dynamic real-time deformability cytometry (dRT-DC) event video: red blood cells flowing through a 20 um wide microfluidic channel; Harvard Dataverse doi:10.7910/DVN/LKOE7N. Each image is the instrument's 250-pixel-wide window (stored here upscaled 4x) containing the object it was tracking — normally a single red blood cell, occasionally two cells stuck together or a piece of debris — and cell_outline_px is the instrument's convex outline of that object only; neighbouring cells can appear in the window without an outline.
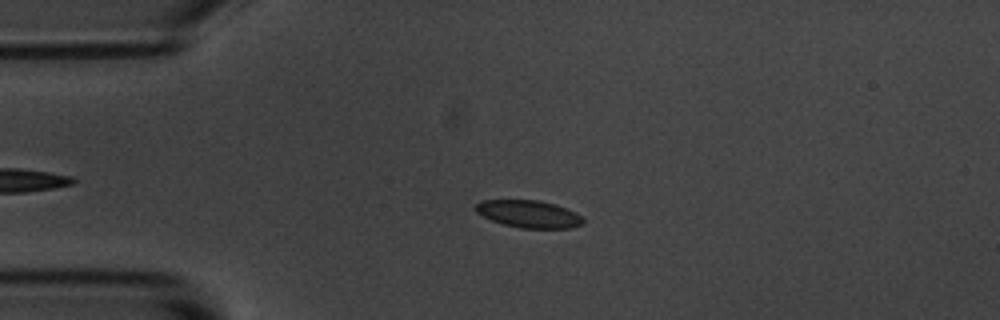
{"species": "common noctule bat (a hibernating species)", "species_latin": "Nyctalus noctula", "temperature_condition": "room temperature", "stored_images_in_passage": 7, "camera_frame_rate_fps": 3000, "um_per_image_px": 0.085, "animal": {"sex": "male", "body_mass_g": 20.1, "forearm_length_mm": 53.5}, "frame": {"image": 1, "passage_image": 4, "time_ms": 1.0, "image_size_px": [1000, 320], "cell_outline_px": [[584, 224], [572, 228], [520, 228], [504, 224], [492, 220], [476, 212], [476, 204], [480, 200], [540, 200], [556, 204], [576, 212], [584, 220]], "centroid_in_image_um": [44.98, 18.18], "position_along_channel_um": 40.0, "area_um2": 17.17}}
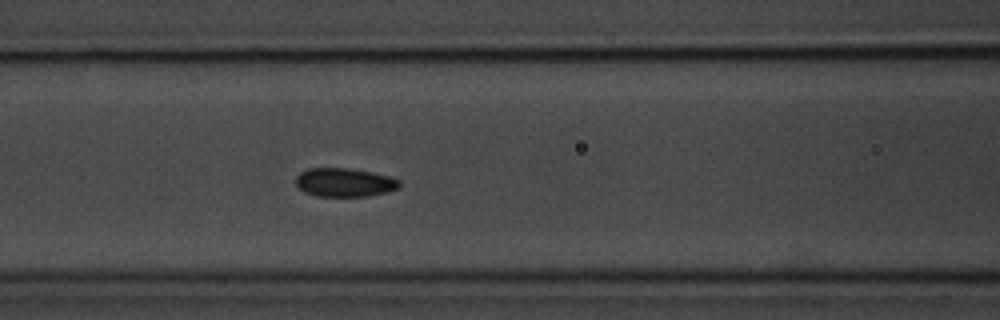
{"frame": {"image": 2, "passage_image": 7, "time_ms": 2.0, "image_size_px": [1000, 320], "cell_outline_px": [[400, 188], [388, 192], [368, 196], [316, 196], [304, 192], [296, 184], [296, 176], [300, 172], [308, 168], [348, 168], [372, 172], [388, 176], [400, 180]], "centroid_in_image_um": [29.29, 15.5], "position_along_channel_um": 137.3, "area_um2": 17.4}}